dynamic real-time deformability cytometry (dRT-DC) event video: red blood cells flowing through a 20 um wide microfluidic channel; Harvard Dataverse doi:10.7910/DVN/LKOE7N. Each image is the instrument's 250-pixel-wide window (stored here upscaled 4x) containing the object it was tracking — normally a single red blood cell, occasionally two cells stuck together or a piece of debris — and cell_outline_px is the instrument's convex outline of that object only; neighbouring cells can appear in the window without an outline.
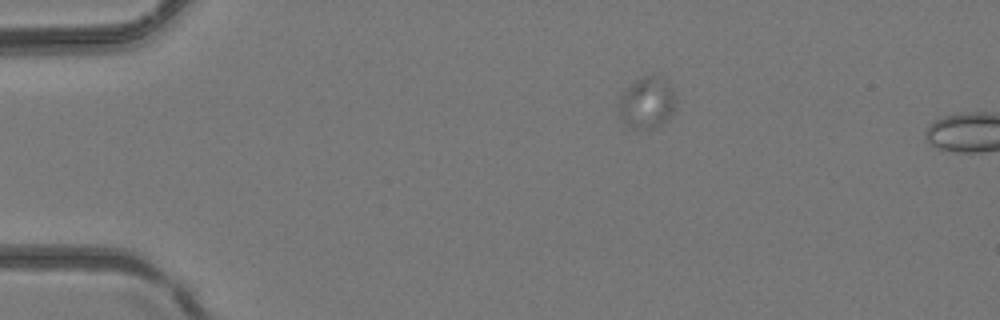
{"species": "common noctule bat (a hibernating species)", "species_latin": "Nyctalus noctula", "temperature_condition": "room temperature", "stored_images_in_passage": 2, "camera_frame_rate_fps": 3000, "um_per_image_px": 0.085, "animal": {"sex": "female", "body_mass_g": 24.6, "forearm_length_mm": 56.2}, "frame": {"image": 1, "passage_image": 1, "time_ms": 0.0, "image_size_px": [1000, 320], "cell_outline_px": [[676, 108], [672, 116], [668, 120], [656, 128], [628, 128], [620, 116], [616, 104], [620, 96], [640, 76], [652, 76], [668, 84], [676, 100]], "centroid_in_image_um": [54.97, 8.8], "position_along_channel_um": 30.0, "area_um2": 17.05}}